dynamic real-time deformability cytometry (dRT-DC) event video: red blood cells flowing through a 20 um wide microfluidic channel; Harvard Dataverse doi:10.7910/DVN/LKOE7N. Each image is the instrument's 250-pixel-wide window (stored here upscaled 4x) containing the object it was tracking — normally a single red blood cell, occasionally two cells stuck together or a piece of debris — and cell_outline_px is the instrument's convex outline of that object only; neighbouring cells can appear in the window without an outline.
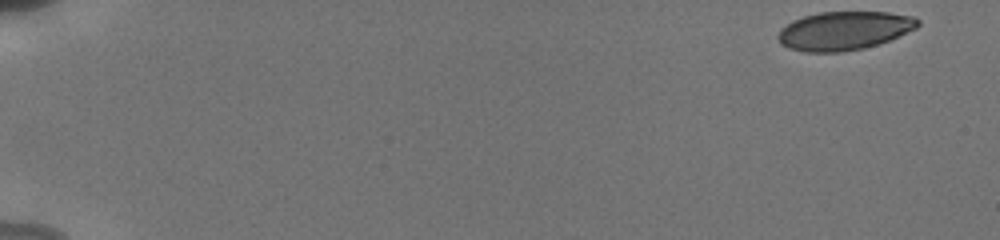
{"species": "human", "species_latin": "Homo sapiens", "temperature_condition": "cold", "stored_images_in_passage": 18, "camera_frame_rate_fps": 3000, "um_per_image_px": 0.085, "donor": {"sex": "male"}, "frame": {"image": 1, "passage_image": 1, "time_ms": 0.0, "image_size_px": [1000, 240], "cell_outline_px": [[920, 24], [916, 28], [888, 40], [864, 48], [840, 52], [804, 52], [788, 48], [780, 44], [776, 36], [780, 28], [792, 20], [804, 16], [820, 12], [888, 12], [912, 16], [920, 20]], "centroid_in_image_um": [71.7, 2.61], "position_along_channel_um": 13.3, "area_um2": 31.5}}
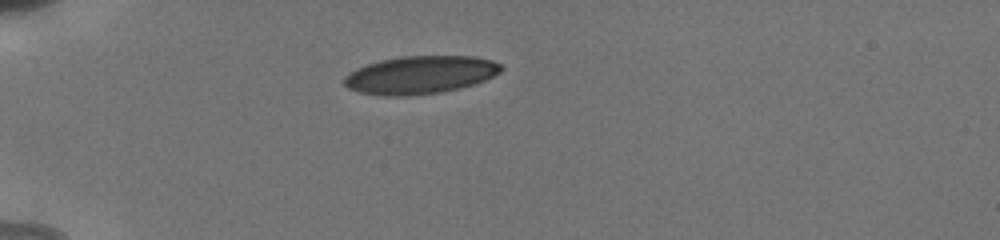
{"frame": {"image": 2, "passage_image": 10, "time_ms": 4.667, "image_size_px": [1000, 240], "cell_outline_px": [[504, 68], [500, 72], [484, 80], [460, 88], [440, 92], [408, 96], [384, 96], [360, 92], [348, 88], [344, 84], [344, 76], [356, 68], [380, 60], [404, 56], [472, 56], [492, 60], [500, 64]], "centroid_in_image_um": [35.71, 6.36], "position_along_channel_um": 49.3, "area_um2": 34.56}}
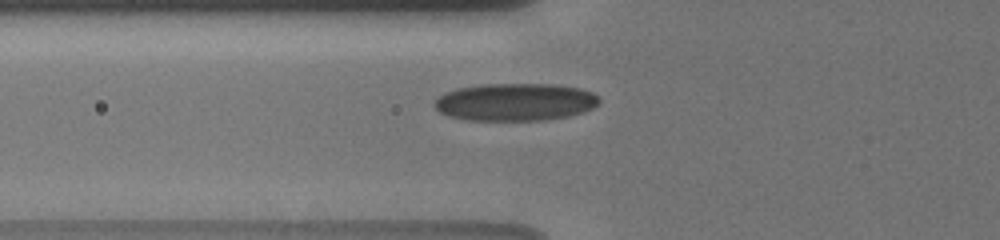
{"frame": {"image": 3, "passage_image": 15, "time_ms": 6.333, "image_size_px": [1000, 240], "cell_outline_px": [[600, 100], [592, 108], [568, 116], [544, 120], [468, 120], [448, 116], [440, 112], [432, 104], [444, 92], [456, 88], [480, 84], [552, 84], [580, 88], [592, 92], [600, 96]], "centroid_in_image_um": [43.77, 8.66], "position_along_channel_um": 82.0, "area_um2": 36.13}}